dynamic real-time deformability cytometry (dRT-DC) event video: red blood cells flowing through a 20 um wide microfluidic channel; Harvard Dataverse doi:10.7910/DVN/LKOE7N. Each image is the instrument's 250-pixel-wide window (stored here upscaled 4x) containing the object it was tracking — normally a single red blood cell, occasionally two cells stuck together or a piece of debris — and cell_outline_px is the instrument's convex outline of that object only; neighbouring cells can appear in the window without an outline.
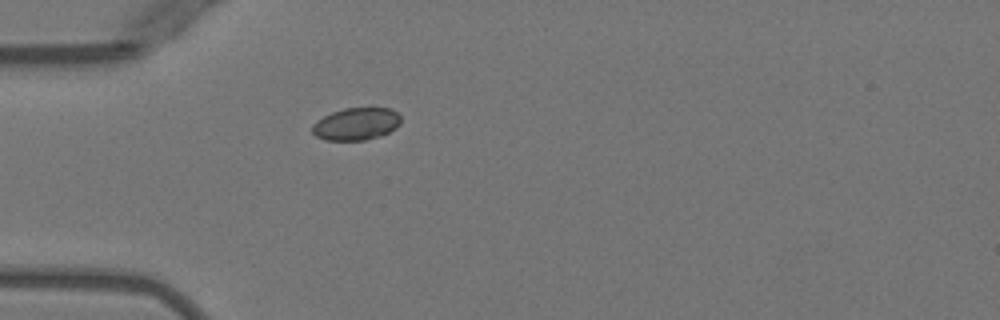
{"species": "Egyptian fruit bat (a non-hibernating species)", "species_latin": "Rousettus aegyptiacus", "temperature_condition": "warm", "stored_images_in_passage": 4, "camera_frame_rate_fps": 3000, "um_per_image_px": 0.085, "animal": {"sex": "female"}, "frame": {"image": 1, "passage_image": 4, "time_ms": 3.333, "image_size_px": [1000, 320], "cell_outline_px": [[400, 124], [396, 128], [380, 136], [364, 140], [324, 140], [316, 136], [312, 132], [312, 124], [316, 120], [332, 112], [344, 108], [372, 104], [392, 108], [400, 116]], "centroid_in_image_um": [30.31, 10.47], "position_along_channel_um": 54.7, "area_um2": 17.46}}